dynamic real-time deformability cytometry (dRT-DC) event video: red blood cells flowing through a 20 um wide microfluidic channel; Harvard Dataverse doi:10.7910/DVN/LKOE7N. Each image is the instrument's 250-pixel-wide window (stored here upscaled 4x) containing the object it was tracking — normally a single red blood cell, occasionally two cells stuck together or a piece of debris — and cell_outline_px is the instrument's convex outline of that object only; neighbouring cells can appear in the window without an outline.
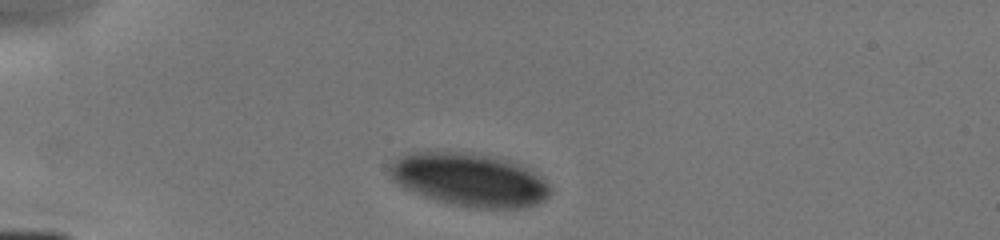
{"species": "human", "species_latin": "Homo sapiens", "temperature_condition": "cold", "stored_images_in_passage": 2, "camera_frame_rate_fps": 3000, "um_per_image_px": 0.085, "donor": {"sex": "male"}, "frame": {"image": 1, "passage_image": 1, "time_ms": 0.0, "image_size_px": [1000, 240], "cell_outline_px": [[552, 192], [544, 200], [536, 204], [524, 208], [476, 208], [448, 204], [412, 192], [404, 188], [388, 172], [388, 164], [404, 152], [472, 152], [496, 156], [520, 164], [528, 168], [540, 176], [552, 188]], "centroid_in_image_um": [39.9, 15.26], "position_along_channel_um": 45.1, "area_um2": 50.29}}